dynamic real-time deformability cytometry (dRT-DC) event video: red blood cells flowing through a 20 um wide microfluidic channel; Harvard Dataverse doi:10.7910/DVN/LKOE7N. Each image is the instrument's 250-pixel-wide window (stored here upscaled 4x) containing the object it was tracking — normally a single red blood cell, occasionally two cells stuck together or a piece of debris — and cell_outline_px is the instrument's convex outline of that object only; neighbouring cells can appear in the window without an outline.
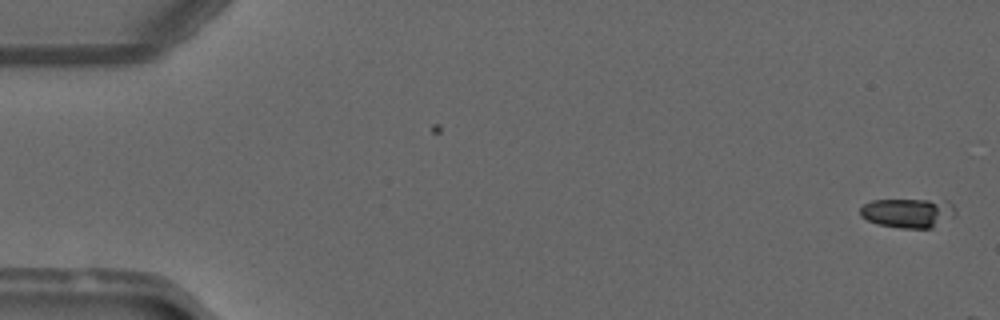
{"species": "common noctule bat (a hibernating species)", "species_latin": "Nyctalus noctula", "temperature_condition": "warm", "stored_images_in_passage": 6, "camera_frame_rate_fps": 3000, "um_per_image_px": 0.085, "animal": {"sex": "male", "forearm_length_mm": 52.5}, "frame": {"image": 1, "passage_image": 1, "time_ms": 0.0, "image_size_px": [1000, 320], "cell_outline_px": [[956, 216], [932, 228], [900, 228], [880, 224], [868, 220], [860, 216], [860, 208], [864, 204], [872, 200], [948, 200], [956, 208]], "centroid_in_image_um": [77.23, 18.09], "position_along_channel_um": 7.8, "area_um2": 16.47}}